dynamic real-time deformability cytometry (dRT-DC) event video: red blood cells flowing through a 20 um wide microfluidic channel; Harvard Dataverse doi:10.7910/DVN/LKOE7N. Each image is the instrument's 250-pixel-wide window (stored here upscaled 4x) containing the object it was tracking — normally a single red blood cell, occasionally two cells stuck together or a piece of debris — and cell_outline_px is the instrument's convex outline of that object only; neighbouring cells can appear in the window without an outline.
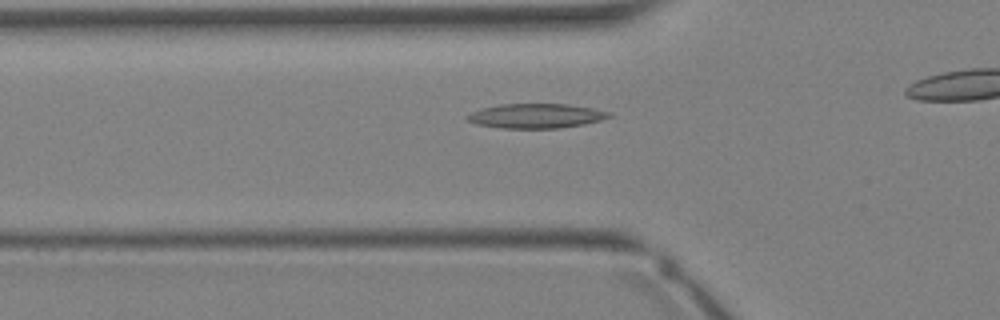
{"species": "Egyptian fruit bat (a non-hibernating species)", "species_latin": "Rousettus aegyptiacus", "temperature_condition": "warm", "stored_images_in_passage": 8, "camera_frame_rate_fps": 3000, "um_per_image_px": 0.085, "animal": {"sex": "female"}, "frame": {"image": 1, "passage_image": 6, "time_ms": 1.667, "image_size_px": [1000, 320], "cell_outline_px": [[612, 116], [600, 120], [584, 124], [560, 128], [500, 128], [476, 124], [468, 120], [464, 116], [480, 108], [500, 104], [568, 104], [592, 108], [612, 112]], "centroid_in_image_um": [45.55, 9.85], "position_along_channel_um": 80.3, "area_um2": 20.35}}